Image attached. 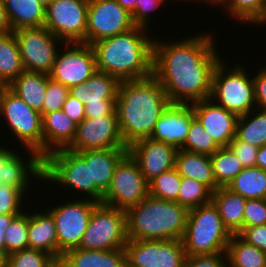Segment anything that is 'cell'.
<instances>
[{"instance_id":"4","label":"cell","mask_w":266,"mask_h":267,"mask_svg":"<svg viewBox=\"0 0 266 267\" xmlns=\"http://www.w3.org/2000/svg\"><path fill=\"white\" fill-rule=\"evenodd\" d=\"M189 210L148 195L126 211L128 240H182Z\"/></svg>"},{"instance_id":"30","label":"cell","mask_w":266,"mask_h":267,"mask_svg":"<svg viewBox=\"0 0 266 267\" xmlns=\"http://www.w3.org/2000/svg\"><path fill=\"white\" fill-rule=\"evenodd\" d=\"M47 82V74L24 70L8 87L42 115Z\"/></svg>"},{"instance_id":"39","label":"cell","mask_w":266,"mask_h":267,"mask_svg":"<svg viewBox=\"0 0 266 267\" xmlns=\"http://www.w3.org/2000/svg\"><path fill=\"white\" fill-rule=\"evenodd\" d=\"M28 206L17 215L5 231V252L7 255L28 248Z\"/></svg>"},{"instance_id":"49","label":"cell","mask_w":266,"mask_h":267,"mask_svg":"<svg viewBox=\"0 0 266 267\" xmlns=\"http://www.w3.org/2000/svg\"><path fill=\"white\" fill-rule=\"evenodd\" d=\"M252 76L254 82L256 108L266 110V63Z\"/></svg>"},{"instance_id":"24","label":"cell","mask_w":266,"mask_h":267,"mask_svg":"<svg viewBox=\"0 0 266 267\" xmlns=\"http://www.w3.org/2000/svg\"><path fill=\"white\" fill-rule=\"evenodd\" d=\"M30 209L32 206L28 209V248L45 251L58 261V237L52 214L47 207L44 211Z\"/></svg>"},{"instance_id":"45","label":"cell","mask_w":266,"mask_h":267,"mask_svg":"<svg viewBox=\"0 0 266 267\" xmlns=\"http://www.w3.org/2000/svg\"><path fill=\"white\" fill-rule=\"evenodd\" d=\"M266 224V199H246L243 227Z\"/></svg>"},{"instance_id":"12","label":"cell","mask_w":266,"mask_h":267,"mask_svg":"<svg viewBox=\"0 0 266 267\" xmlns=\"http://www.w3.org/2000/svg\"><path fill=\"white\" fill-rule=\"evenodd\" d=\"M89 0H53L45 7V24L64 43H85Z\"/></svg>"},{"instance_id":"27","label":"cell","mask_w":266,"mask_h":267,"mask_svg":"<svg viewBox=\"0 0 266 267\" xmlns=\"http://www.w3.org/2000/svg\"><path fill=\"white\" fill-rule=\"evenodd\" d=\"M212 201L219 210L224 226L232 235H237L243 229L246 198L227 187H218L212 193Z\"/></svg>"},{"instance_id":"25","label":"cell","mask_w":266,"mask_h":267,"mask_svg":"<svg viewBox=\"0 0 266 267\" xmlns=\"http://www.w3.org/2000/svg\"><path fill=\"white\" fill-rule=\"evenodd\" d=\"M120 81L110 74L96 71L88 80L69 88V95L83 105L115 103Z\"/></svg>"},{"instance_id":"43","label":"cell","mask_w":266,"mask_h":267,"mask_svg":"<svg viewBox=\"0 0 266 267\" xmlns=\"http://www.w3.org/2000/svg\"><path fill=\"white\" fill-rule=\"evenodd\" d=\"M69 95V88L52 80L48 75L46 94L43 103L42 115L62 110L64 102Z\"/></svg>"},{"instance_id":"3","label":"cell","mask_w":266,"mask_h":267,"mask_svg":"<svg viewBox=\"0 0 266 267\" xmlns=\"http://www.w3.org/2000/svg\"><path fill=\"white\" fill-rule=\"evenodd\" d=\"M149 30L135 26L124 33L91 44L97 70L115 76L119 81L153 75L154 39L148 33Z\"/></svg>"},{"instance_id":"55","label":"cell","mask_w":266,"mask_h":267,"mask_svg":"<svg viewBox=\"0 0 266 267\" xmlns=\"http://www.w3.org/2000/svg\"><path fill=\"white\" fill-rule=\"evenodd\" d=\"M130 14L134 11V2L136 0H116Z\"/></svg>"},{"instance_id":"36","label":"cell","mask_w":266,"mask_h":267,"mask_svg":"<svg viewBox=\"0 0 266 267\" xmlns=\"http://www.w3.org/2000/svg\"><path fill=\"white\" fill-rule=\"evenodd\" d=\"M266 0H218V6L223 7L229 19L241 22L242 25L253 24L260 18ZM244 23V24H243Z\"/></svg>"},{"instance_id":"19","label":"cell","mask_w":266,"mask_h":267,"mask_svg":"<svg viewBox=\"0 0 266 267\" xmlns=\"http://www.w3.org/2000/svg\"><path fill=\"white\" fill-rule=\"evenodd\" d=\"M127 149L148 183L161 173L175 167L178 150L172 145L149 137L135 141Z\"/></svg>"},{"instance_id":"8","label":"cell","mask_w":266,"mask_h":267,"mask_svg":"<svg viewBox=\"0 0 266 267\" xmlns=\"http://www.w3.org/2000/svg\"><path fill=\"white\" fill-rule=\"evenodd\" d=\"M43 181L50 186L70 188L79 198L94 200V182H91L90 164L75 151L59 149L43 158ZM50 182V183H49ZM65 185V186H64ZM67 186V187H66Z\"/></svg>"},{"instance_id":"17","label":"cell","mask_w":266,"mask_h":267,"mask_svg":"<svg viewBox=\"0 0 266 267\" xmlns=\"http://www.w3.org/2000/svg\"><path fill=\"white\" fill-rule=\"evenodd\" d=\"M6 146L9 145L2 147L0 145V184L20 188L27 195L33 192L30 185L34 182L37 184L41 181L39 184H45L43 182V158L37 152L29 149L17 152L14 147L9 146L8 149ZM24 152L28 153V157L23 155Z\"/></svg>"},{"instance_id":"15","label":"cell","mask_w":266,"mask_h":267,"mask_svg":"<svg viewBox=\"0 0 266 267\" xmlns=\"http://www.w3.org/2000/svg\"><path fill=\"white\" fill-rule=\"evenodd\" d=\"M96 71V58L91 45L64 43L59 48L49 77L71 88L88 80Z\"/></svg>"},{"instance_id":"7","label":"cell","mask_w":266,"mask_h":267,"mask_svg":"<svg viewBox=\"0 0 266 267\" xmlns=\"http://www.w3.org/2000/svg\"><path fill=\"white\" fill-rule=\"evenodd\" d=\"M8 126L7 132L13 134L18 147L37 152L43 158L42 115L29 107L8 86L0 91V118Z\"/></svg>"},{"instance_id":"48","label":"cell","mask_w":266,"mask_h":267,"mask_svg":"<svg viewBox=\"0 0 266 267\" xmlns=\"http://www.w3.org/2000/svg\"><path fill=\"white\" fill-rule=\"evenodd\" d=\"M237 235L248 244L257 247L260 250L266 251V224L243 227Z\"/></svg>"},{"instance_id":"60","label":"cell","mask_w":266,"mask_h":267,"mask_svg":"<svg viewBox=\"0 0 266 267\" xmlns=\"http://www.w3.org/2000/svg\"><path fill=\"white\" fill-rule=\"evenodd\" d=\"M54 267H63V266L60 264V262H57V263L54 265Z\"/></svg>"},{"instance_id":"61","label":"cell","mask_w":266,"mask_h":267,"mask_svg":"<svg viewBox=\"0 0 266 267\" xmlns=\"http://www.w3.org/2000/svg\"><path fill=\"white\" fill-rule=\"evenodd\" d=\"M165 2H167V1H170V0H164ZM172 1V0H171ZM173 1H180V0H173ZM184 1V0H183ZM186 1V3H187V1L188 2H190V0H185Z\"/></svg>"},{"instance_id":"2","label":"cell","mask_w":266,"mask_h":267,"mask_svg":"<svg viewBox=\"0 0 266 267\" xmlns=\"http://www.w3.org/2000/svg\"><path fill=\"white\" fill-rule=\"evenodd\" d=\"M171 104L161 84L151 75L120 81L115 111L124 143L149 138L159 117Z\"/></svg>"},{"instance_id":"41","label":"cell","mask_w":266,"mask_h":267,"mask_svg":"<svg viewBox=\"0 0 266 267\" xmlns=\"http://www.w3.org/2000/svg\"><path fill=\"white\" fill-rule=\"evenodd\" d=\"M58 261L38 249H22L7 255L6 267H54Z\"/></svg>"},{"instance_id":"18","label":"cell","mask_w":266,"mask_h":267,"mask_svg":"<svg viewBox=\"0 0 266 267\" xmlns=\"http://www.w3.org/2000/svg\"><path fill=\"white\" fill-rule=\"evenodd\" d=\"M121 136L116 111L98 118H85L68 150L80 152L97 149H127Z\"/></svg>"},{"instance_id":"13","label":"cell","mask_w":266,"mask_h":267,"mask_svg":"<svg viewBox=\"0 0 266 267\" xmlns=\"http://www.w3.org/2000/svg\"><path fill=\"white\" fill-rule=\"evenodd\" d=\"M24 69L49 75L53 69L58 48L64 42L47 28H22L14 31Z\"/></svg>"},{"instance_id":"34","label":"cell","mask_w":266,"mask_h":267,"mask_svg":"<svg viewBox=\"0 0 266 267\" xmlns=\"http://www.w3.org/2000/svg\"><path fill=\"white\" fill-rule=\"evenodd\" d=\"M235 137L258 148L266 145V110L255 108L239 116Z\"/></svg>"},{"instance_id":"29","label":"cell","mask_w":266,"mask_h":267,"mask_svg":"<svg viewBox=\"0 0 266 267\" xmlns=\"http://www.w3.org/2000/svg\"><path fill=\"white\" fill-rule=\"evenodd\" d=\"M13 31L45 24V6L38 0H2Z\"/></svg>"},{"instance_id":"1","label":"cell","mask_w":266,"mask_h":267,"mask_svg":"<svg viewBox=\"0 0 266 267\" xmlns=\"http://www.w3.org/2000/svg\"><path fill=\"white\" fill-rule=\"evenodd\" d=\"M194 34L172 42L154 38L153 76L171 104H192L210 98L213 71L223 56L215 46L218 38L213 33Z\"/></svg>"},{"instance_id":"31","label":"cell","mask_w":266,"mask_h":267,"mask_svg":"<svg viewBox=\"0 0 266 267\" xmlns=\"http://www.w3.org/2000/svg\"><path fill=\"white\" fill-rule=\"evenodd\" d=\"M24 70L14 31L0 34V83L8 86Z\"/></svg>"},{"instance_id":"16","label":"cell","mask_w":266,"mask_h":267,"mask_svg":"<svg viewBox=\"0 0 266 267\" xmlns=\"http://www.w3.org/2000/svg\"><path fill=\"white\" fill-rule=\"evenodd\" d=\"M86 20V44L89 45L136 26L131 14L116 0H89Z\"/></svg>"},{"instance_id":"9","label":"cell","mask_w":266,"mask_h":267,"mask_svg":"<svg viewBox=\"0 0 266 267\" xmlns=\"http://www.w3.org/2000/svg\"><path fill=\"white\" fill-rule=\"evenodd\" d=\"M128 241L126 211L99 203L78 248L85 250H117Z\"/></svg>"},{"instance_id":"21","label":"cell","mask_w":266,"mask_h":267,"mask_svg":"<svg viewBox=\"0 0 266 267\" xmlns=\"http://www.w3.org/2000/svg\"><path fill=\"white\" fill-rule=\"evenodd\" d=\"M194 118L191 104H170L159 117L150 138L179 150L187 139Z\"/></svg>"},{"instance_id":"32","label":"cell","mask_w":266,"mask_h":267,"mask_svg":"<svg viewBox=\"0 0 266 267\" xmlns=\"http://www.w3.org/2000/svg\"><path fill=\"white\" fill-rule=\"evenodd\" d=\"M227 188L246 199H266V170L256 166L246 167Z\"/></svg>"},{"instance_id":"38","label":"cell","mask_w":266,"mask_h":267,"mask_svg":"<svg viewBox=\"0 0 266 267\" xmlns=\"http://www.w3.org/2000/svg\"><path fill=\"white\" fill-rule=\"evenodd\" d=\"M181 176L175 167L161 173L148 183L149 195L178 203Z\"/></svg>"},{"instance_id":"50","label":"cell","mask_w":266,"mask_h":267,"mask_svg":"<svg viewBox=\"0 0 266 267\" xmlns=\"http://www.w3.org/2000/svg\"><path fill=\"white\" fill-rule=\"evenodd\" d=\"M62 111L77 125L85 119V105L70 95L67 96Z\"/></svg>"},{"instance_id":"22","label":"cell","mask_w":266,"mask_h":267,"mask_svg":"<svg viewBox=\"0 0 266 267\" xmlns=\"http://www.w3.org/2000/svg\"><path fill=\"white\" fill-rule=\"evenodd\" d=\"M90 164L91 182H94V200L101 203L110 187L115 168L128 149H97L78 152Z\"/></svg>"},{"instance_id":"14","label":"cell","mask_w":266,"mask_h":267,"mask_svg":"<svg viewBox=\"0 0 266 267\" xmlns=\"http://www.w3.org/2000/svg\"><path fill=\"white\" fill-rule=\"evenodd\" d=\"M126 267H184L182 240H128Z\"/></svg>"},{"instance_id":"47","label":"cell","mask_w":266,"mask_h":267,"mask_svg":"<svg viewBox=\"0 0 266 267\" xmlns=\"http://www.w3.org/2000/svg\"><path fill=\"white\" fill-rule=\"evenodd\" d=\"M184 267H228L226 253L186 256Z\"/></svg>"},{"instance_id":"56","label":"cell","mask_w":266,"mask_h":267,"mask_svg":"<svg viewBox=\"0 0 266 267\" xmlns=\"http://www.w3.org/2000/svg\"><path fill=\"white\" fill-rule=\"evenodd\" d=\"M255 26H266V4L260 18L253 24Z\"/></svg>"},{"instance_id":"37","label":"cell","mask_w":266,"mask_h":267,"mask_svg":"<svg viewBox=\"0 0 266 267\" xmlns=\"http://www.w3.org/2000/svg\"><path fill=\"white\" fill-rule=\"evenodd\" d=\"M212 191L199 181L181 176L178 203L188 210L212 201Z\"/></svg>"},{"instance_id":"20","label":"cell","mask_w":266,"mask_h":267,"mask_svg":"<svg viewBox=\"0 0 266 267\" xmlns=\"http://www.w3.org/2000/svg\"><path fill=\"white\" fill-rule=\"evenodd\" d=\"M194 117L219 147H227L236 136L238 116L210 98L191 104Z\"/></svg>"},{"instance_id":"33","label":"cell","mask_w":266,"mask_h":267,"mask_svg":"<svg viewBox=\"0 0 266 267\" xmlns=\"http://www.w3.org/2000/svg\"><path fill=\"white\" fill-rule=\"evenodd\" d=\"M228 267H266V251L232 235L226 248Z\"/></svg>"},{"instance_id":"46","label":"cell","mask_w":266,"mask_h":267,"mask_svg":"<svg viewBox=\"0 0 266 267\" xmlns=\"http://www.w3.org/2000/svg\"><path fill=\"white\" fill-rule=\"evenodd\" d=\"M228 147L237 156L243 167H254L256 165L259 148L252 144L238 140L236 137L228 144Z\"/></svg>"},{"instance_id":"28","label":"cell","mask_w":266,"mask_h":267,"mask_svg":"<svg viewBox=\"0 0 266 267\" xmlns=\"http://www.w3.org/2000/svg\"><path fill=\"white\" fill-rule=\"evenodd\" d=\"M175 168L180 176L195 179L205 184L212 192L219 187L208 155L179 149L176 153Z\"/></svg>"},{"instance_id":"23","label":"cell","mask_w":266,"mask_h":267,"mask_svg":"<svg viewBox=\"0 0 266 267\" xmlns=\"http://www.w3.org/2000/svg\"><path fill=\"white\" fill-rule=\"evenodd\" d=\"M43 158L49 153L68 148L74 141L77 124L62 110L42 115Z\"/></svg>"},{"instance_id":"42","label":"cell","mask_w":266,"mask_h":267,"mask_svg":"<svg viewBox=\"0 0 266 267\" xmlns=\"http://www.w3.org/2000/svg\"><path fill=\"white\" fill-rule=\"evenodd\" d=\"M27 194L20 188L0 184V214H21L27 205Z\"/></svg>"},{"instance_id":"52","label":"cell","mask_w":266,"mask_h":267,"mask_svg":"<svg viewBox=\"0 0 266 267\" xmlns=\"http://www.w3.org/2000/svg\"><path fill=\"white\" fill-rule=\"evenodd\" d=\"M19 214H0V253L5 252V231L12 222V220Z\"/></svg>"},{"instance_id":"53","label":"cell","mask_w":266,"mask_h":267,"mask_svg":"<svg viewBox=\"0 0 266 267\" xmlns=\"http://www.w3.org/2000/svg\"><path fill=\"white\" fill-rule=\"evenodd\" d=\"M10 32H13V29L10 25L2 0H0V34H8Z\"/></svg>"},{"instance_id":"6","label":"cell","mask_w":266,"mask_h":267,"mask_svg":"<svg viewBox=\"0 0 266 267\" xmlns=\"http://www.w3.org/2000/svg\"><path fill=\"white\" fill-rule=\"evenodd\" d=\"M245 65L239 61L231 67L221 59L212 75L210 99L238 117L256 108L254 82Z\"/></svg>"},{"instance_id":"10","label":"cell","mask_w":266,"mask_h":267,"mask_svg":"<svg viewBox=\"0 0 266 267\" xmlns=\"http://www.w3.org/2000/svg\"><path fill=\"white\" fill-rule=\"evenodd\" d=\"M76 199V200H75ZM47 210L52 214L58 237V262L62 255L74 248H78L83 234L89 224L91 214L99 202L75 197Z\"/></svg>"},{"instance_id":"35","label":"cell","mask_w":266,"mask_h":267,"mask_svg":"<svg viewBox=\"0 0 266 267\" xmlns=\"http://www.w3.org/2000/svg\"><path fill=\"white\" fill-rule=\"evenodd\" d=\"M213 175L219 187L227 185L244 169L242 163L232 150L227 147H220L210 156Z\"/></svg>"},{"instance_id":"54","label":"cell","mask_w":266,"mask_h":267,"mask_svg":"<svg viewBox=\"0 0 266 267\" xmlns=\"http://www.w3.org/2000/svg\"><path fill=\"white\" fill-rule=\"evenodd\" d=\"M255 166L266 170V145L259 148Z\"/></svg>"},{"instance_id":"44","label":"cell","mask_w":266,"mask_h":267,"mask_svg":"<svg viewBox=\"0 0 266 267\" xmlns=\"http://www.w3.org/2000/svg\"><path fill=\"white\" fill-rule=\"evenodd\" d=\"M167 2L164 0H136L134 11L131 13L133 23L136 26L150 28V16L163 7ZM163 5V6H162Z\"/></svg>"},{"instance_id":"57","label":"cell","mask_w":266,"mask_h":267,"mask_svg":"<svg viewBox=\"0 0 266 267\" xmlns=\"http://www.w3.org/2000/svg\"><path fill=\"white\" fill-rule=\"evenodd\" d=\"M7 265V254L0 253V267H6Z\"/></svg>"},{"instance_id":"59","label":"cell","mask_w":266,"mask_h":267,"mask_svg":"<svg viewBox=\"0 0 266 267\" xmlns=\"http://www.w3.org/2000/svg\"><path fill=\"white\" fill-rule=\"evenodd\" d=\"M40 3H42L45 7L50 4L53 0H38Z\"/></svg>"},{"instance_id":"51","label":"cell","mask_w":266,"mask_h":267,"mask_svg":"<svg viewBox=\"0 0 266 267\" xmlns=\"http://www.w3.org/2000/svg\"><path fill=\"white\" fill-rule=\"evenodd\" d=\"M115 110V103H95L85 105V118H98L110 115Z\"/></svg>"},{"instance_id":"11","label":"cell","mask_w":266,"mask_h":267,"mask_svg":"<svg viewBox=\"0 0 266 267\" xmlns=\"http://www.w3.org/2000/svg\"><path fill=\"white\" fill-rule=\"evenodd\" d=\"M149 195L148 182L136 161L127 153L117 164L102 204L127 211Z\"/></svg>"},{"instance_id":"26","label":"cell","mask_w":266,"mask_h":267,"mask_svg":"<svg viewBox=\"0 0 266 267\" xmlns=\"http://www.w3.org/2000/svg\"><path fill=\"white\" fill-rule=\"evenodd\" d=\"M60 264L63 267H126L124 248L117 250H85L74 248L66 251Z\"/></svg>"},{"instance_id":"58","label":"cell","mask_w":266,"mask_h":267,"mask_svg":"<svg viewBox=\"0 0 266 267\" xmlns=\"http://www.w3.org/2000/svg\"><path fill=\"white\" fill-rule=\"evenodd\" d=\"M190 1H195V0H190ZM217 1L218 0H201V1L200 0H197V3L203 2L202 3L203 5L204 4H206V5L209 4L210 5L211 4L213 6V5L217 4Z\"/></svg>"},{"instance_id":"5","label":"cell","mask_w":266,"mask_h":267,"mask_svg":"<svg viewBox=\"0 0 266 267\" xmlns=\"http://www.w3.org/2000/svg\"><path fill=\"white\" fill-rule=\"evenodd\" d=\"M231 236L213 201L189 210L182 238L186 256L225 253Z\"/></svg>"},{"instance_id":"40","label":"cell","mask_w":266,"mask_h":267,"mask_svg":"<svg viewBox=\"0 0 266 267\" xmlns=\"http://www.w3.org/2000/svg\"><path fill=\"white\" fill-rule=\"evenodd\" d=\"M220 147L213 141L196 118L191 121L187 139L182 150L211 156Z\"/></svg>"}]
</instances>
